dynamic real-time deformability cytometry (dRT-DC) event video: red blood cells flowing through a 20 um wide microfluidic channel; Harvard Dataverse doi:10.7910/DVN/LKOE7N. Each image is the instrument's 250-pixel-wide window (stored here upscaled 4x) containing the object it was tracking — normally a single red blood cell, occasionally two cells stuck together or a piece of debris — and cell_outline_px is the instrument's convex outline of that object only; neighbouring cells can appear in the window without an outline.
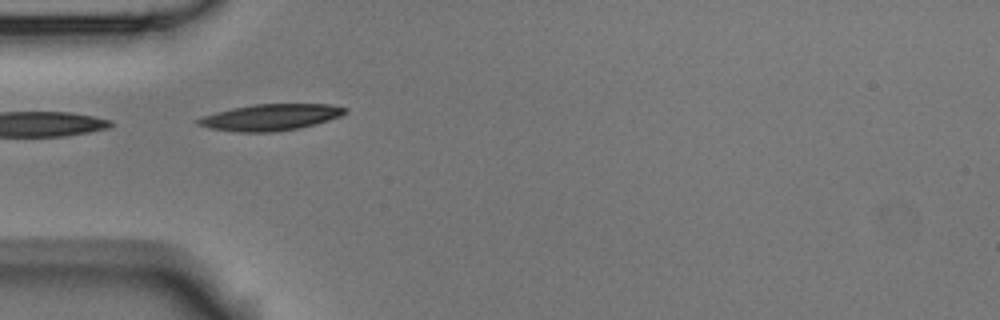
{"species": "Egyptian fruit bat (a non-hibernating species)", "species_latin": "Rousettus aegyptiacus", "temperature_condition": "room temperature", "stored_images_in_passage": 5, "camera_frame_rate_fps": 3000, "um_per_image_px": 0.085, "animal": {"sex": "male"}, "frame": {"image": 1, "passage_image": 1, "time_ms": 0.0, "image_size_px": [1000, 320], "cell_outline_px": [[348, 108], [340, 116], [328, 120], [300, 128], [276, 132], [236, 132], [208, 128], [196, 124], [196, 120], [204, 116], [216, 112], [232, 108], [256, 104], [332, 104]], "centroid_in_image_um": [22.98, 9.97], "position_along_channel_um": 62.0, "area_um2": 22.54}}
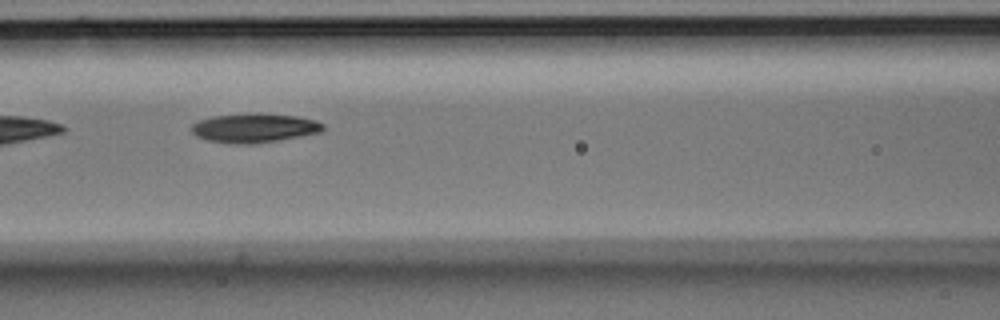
{"frame": {"image": 2, "passage_image": 3, "time_ms": 2.333, "image_size_px": [1000, 320], "cell_outline_px": [[324, 128], [320, 132], [300, 136], [252, 144], [228, 144], [208, 140], [196, 136], [188, 128], [192, 124], [200, 120], [212, 116], [300, 116], [316, 120], [324, 124]], "centroid_in_image_um": [21.58, 10.93], "position_along_channel_um": 145.0, "area_um2": 21.39}}
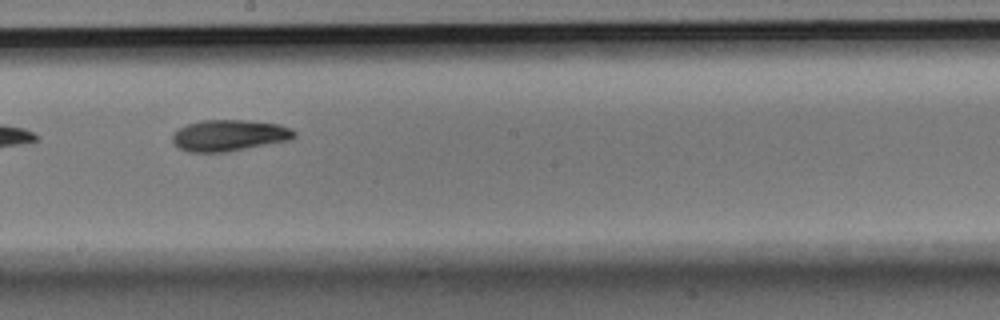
{"frame": {"image": 3, "passage_image": 5, "time_ms": 4.667, "image_size_px": [1000, 320], "cell_outline_px": [[296, 136], [288, 140], [224, 152], [188, 152], [172, 144], [172, 132], [176, 128], [200, 120], [248, 120], [280, 124], [292, 128], [296, 132]], "centroid_in_image_um": [19.43, 11.49], "position_along_channel_um": 228.8, "area_um2": 22.37}}